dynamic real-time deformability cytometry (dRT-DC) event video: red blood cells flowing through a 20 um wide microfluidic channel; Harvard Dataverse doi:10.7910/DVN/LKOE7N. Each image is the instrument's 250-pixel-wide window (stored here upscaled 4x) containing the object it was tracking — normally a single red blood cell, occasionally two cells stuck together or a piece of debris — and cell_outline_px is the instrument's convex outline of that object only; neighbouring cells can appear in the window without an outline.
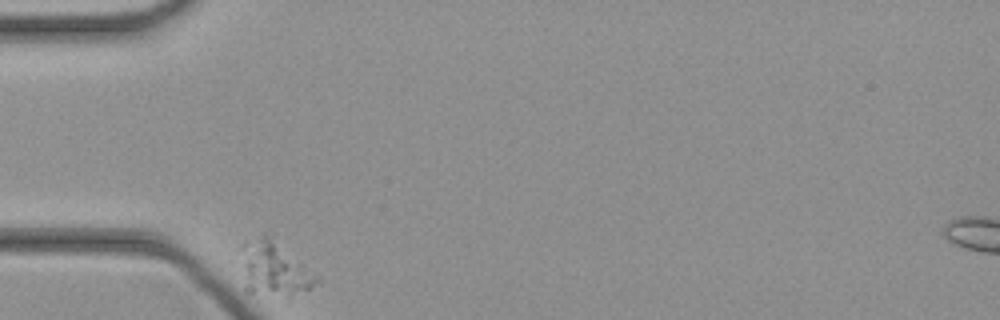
{"species": "common noctule bat (a hibernating species)", "species_latin": "Nyctalus noctula", "temperature_condition": "cold", "stored_images_in_passage": 31, "camera_frame_rate_fps": 3000, "um_per_image_px": 0.085, "animal": {"sex": "female", "body_mass_g": 21.9}, "frame": {"image": 1, "passage_image": 1, "time_ms": 0.0, "image_size_px": [1000, 320], "cell_outline_px": [[320, 280], [288, 304], [244, 292], [244, 264], [260, 236], [264, 232], [272, 232], [320, 276]], "centroid_in_image_um": [23.53, 23.05], "position_along_channel_um": 61.5, "area_um2": 25.09}}
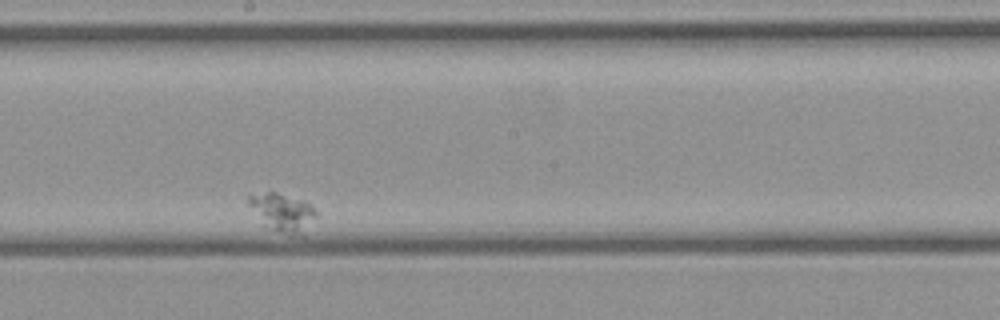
{"frame": {"image": 2, "passage_image": 18, "time_ms": 5.667, "image_size_px": [1000, 320], "cell_outline_px": [[320, 212], [304, 236], [300, 236], [264, 228], [248, 204], [248, 196], [268, 192], [276, 192], [304, 200]], "centroid_in_image_um": [24.07, 18.08], "position_along_channel_um": 224.1, "area_um2": 15.43}}
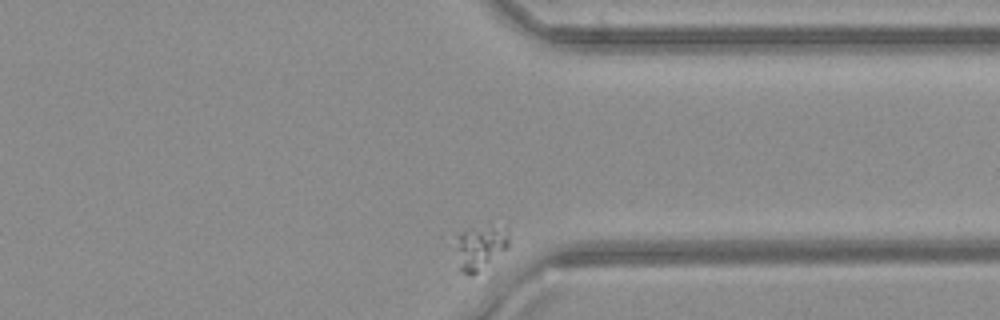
{"frame": {"image": 3, "passage_image": 31, "time_ms": 10.0, "image_size_px": [1000, 320], "cell_outline_px": [[508, 248], [476, 272], [460, 272], [460, 236], [468, 228], [504, 228], [508, 232]], "centroid_in_image_um": [40.91, 21.02], "position_along_channel_um": 370.5, "area_um2": 12.2}}